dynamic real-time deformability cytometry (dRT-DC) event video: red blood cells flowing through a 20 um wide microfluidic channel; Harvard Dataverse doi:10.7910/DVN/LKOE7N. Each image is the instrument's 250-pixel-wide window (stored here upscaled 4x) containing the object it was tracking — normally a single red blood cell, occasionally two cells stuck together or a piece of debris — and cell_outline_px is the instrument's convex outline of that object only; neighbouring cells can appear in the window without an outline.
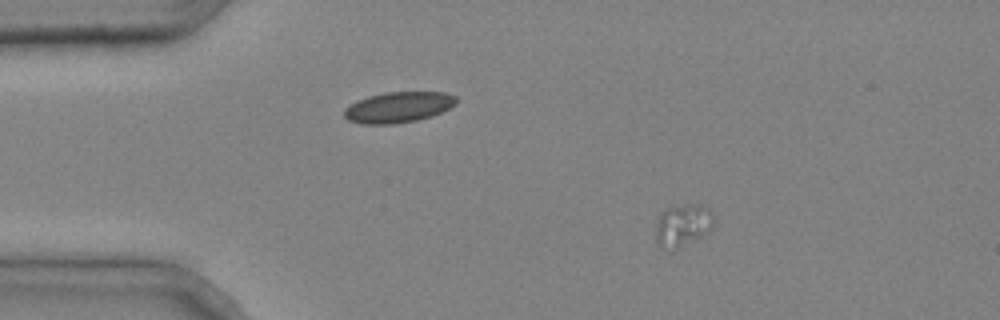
{"species": "common noctule bat (a hibernating species)", "species_latin": "Nyctalus noctula", "temperature_condition": "cold", "stored_images_in_passage": 6, "camera_frame_rate_fps": 3000, "um_per_image_px": 0.085, "animal": {"sex": "male", "body_mass_g": 20.4}, "frame": {"image": 1, "passage_image": 2, "time_ms": 0.333, "image_size_px": [1000, 320], "cell_outline_px": [[712, 228], [708, 236], [676, 248], [660, 248], [656, 240], [656, 224], [660, 216], [668, 208], [692, 204], [696, 204], [708, 208], [712, 216]], "centroid_in_image_um": [58.06, 19.18], "position_along_channel_um": 26.9, "area_um2": 14.16}}